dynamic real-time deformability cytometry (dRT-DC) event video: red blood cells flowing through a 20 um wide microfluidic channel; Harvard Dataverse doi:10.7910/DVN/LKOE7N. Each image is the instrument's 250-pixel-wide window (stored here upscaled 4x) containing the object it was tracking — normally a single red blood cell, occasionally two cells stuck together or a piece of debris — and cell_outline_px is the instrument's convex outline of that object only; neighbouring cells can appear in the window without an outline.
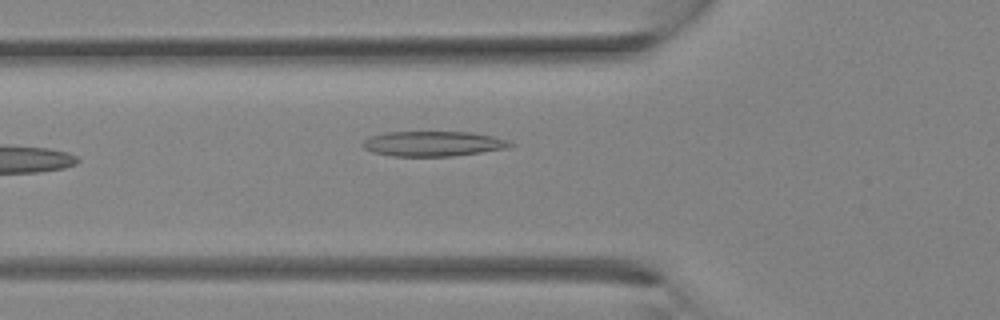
{"species": "Egyptian fruit bat (a non-hibernating species)", "species_latin": "Rousettus aegyptiacus", "temperature_condition": "room temperature", "stored_images_in_passage": 4, "camera_frame_rate_fps": 3000, "um_per_image_px": 0.085, "animal": {"sex": "female"}, "frame": {"image": 1, "passage_image": 4, "time_ms": 1.0, "image_size_px": [1000, 320], "cell_outline_px": [[516, 144], [508, 148], [452, 156], [392, 156], [372, 152], [364, 148], [360, 144], [364, 140], [372, 136], [388, 132], [472, 132], [492, 136], [508, 140]], "centroid_in_image_um": [36.83, 12.21], "position_along_channel_um": 89.0, "area_um2": 21.5}}